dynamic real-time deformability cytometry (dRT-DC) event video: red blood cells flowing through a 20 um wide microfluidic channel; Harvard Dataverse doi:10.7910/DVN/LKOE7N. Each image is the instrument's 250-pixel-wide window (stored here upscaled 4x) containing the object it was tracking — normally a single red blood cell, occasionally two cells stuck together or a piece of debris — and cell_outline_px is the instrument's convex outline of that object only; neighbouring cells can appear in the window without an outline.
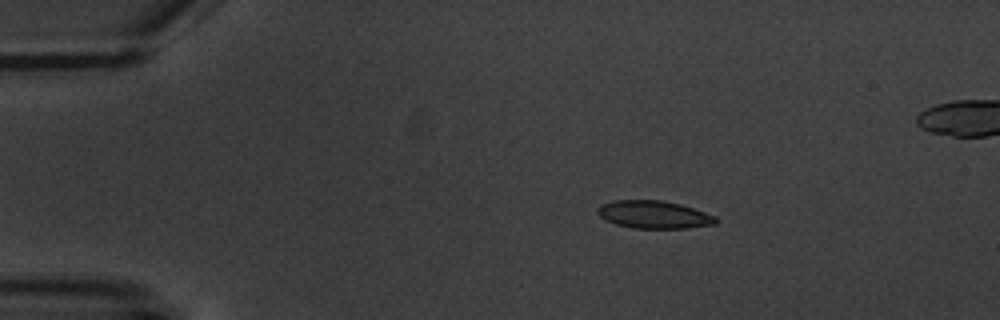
{"species": "common noctule bat (a hibernating species)", "species_latin": "Nyctalus noctula", "temperature_condition": "warm", "stored_images_in_passage": 4, "segment_of_instrument_passage": [1, 2], "camera_frame_rate_fps": 3000, "um_per_image_px": 0.085, "animal": {"sex": "male", "body_mass_g": 20.1, "forearm_length_mm": 53.5}, "frame": {"image": 1, "passage_image": 2, "time_ms": 1.333, "image_size_px": [1000, 320], "cell_outline_px": [[716, 224], [688, 228], [632, 228], [616, 224], [600, 216], [596, 212], [596, 208], [600, 204], [616, 200], [660, 200], [680, 204], [716, 216]], "centroid_in_image_um": [55.56, 18.24], "position_along_channel_um": 29.4, "area_um2": 19.02}}